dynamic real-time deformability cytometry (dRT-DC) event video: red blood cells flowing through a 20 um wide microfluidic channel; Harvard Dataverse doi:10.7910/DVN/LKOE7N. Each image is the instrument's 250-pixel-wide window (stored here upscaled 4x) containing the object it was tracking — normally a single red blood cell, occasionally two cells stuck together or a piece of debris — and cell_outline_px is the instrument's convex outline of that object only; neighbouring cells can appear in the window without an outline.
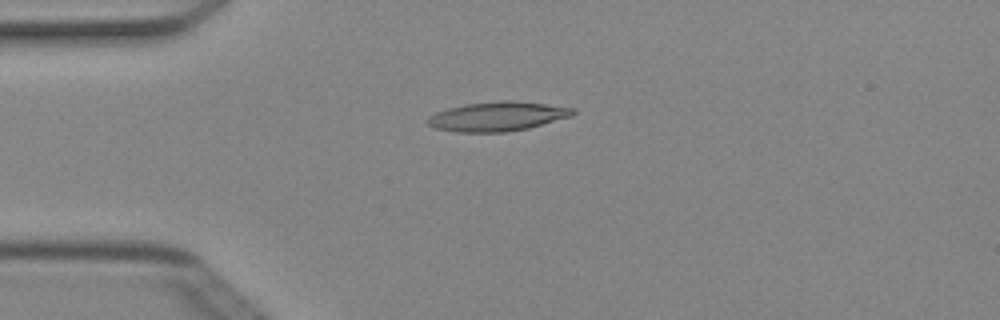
{"species": "Egyptian fruit bat (a non-hibernating species)", "species_latin": "Rousettus aegyptiacus", "temperature_condition": "cold", "stored_images_in_passage": 7, "camera_frame_rate_fps": 3000, "um_per_image_px": 0.085, "animal": {"sex": "female"}, "frame": {"image": 1, "passage_image": 4, "time_ms": 1.0, "image_size_px": [1000, 320], "cell_outline_px": [[576, 112], [572, 116], [528, 128], [504, 132], [456, 132], [436, 128], [428, 124], [428, 116], [436, 112], [448, 108], [464, 104], [500, 100], [516, 100], [576, 108]], "centroid_in_image_um": [42.3, 9.88], "position_along_channel_um": 42.7, "area_um2": 24.91}}
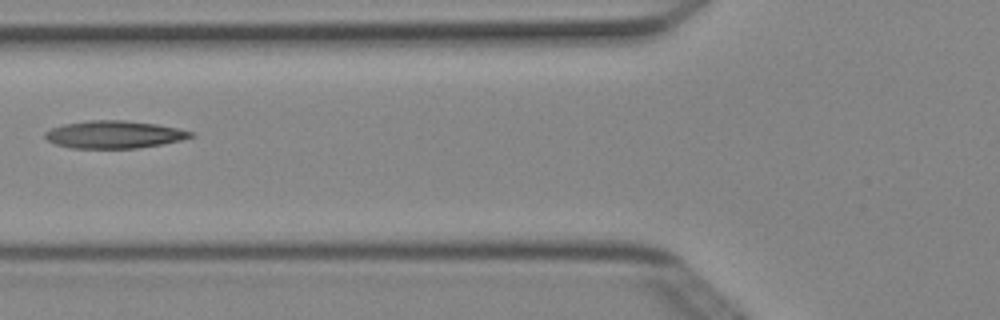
{"frame": {"image": 2, "passage_image": 6, "time_ms": 1.667, "image_size_px": [1000, 320], "cell_outline_px": [[196, 136], [180, 140], [160, 144], [136, 148], [72, 148], [56, 144], [48, 140], [44, 136], [44, 132], [52, 128], [64, 124], [88, 120], [124, 120], [156, 124], [196, 132]], "centroid_in_image_um": [9.71, 11.43], "position_along_channel_um": 116.1, "area_um2": 23.29}}
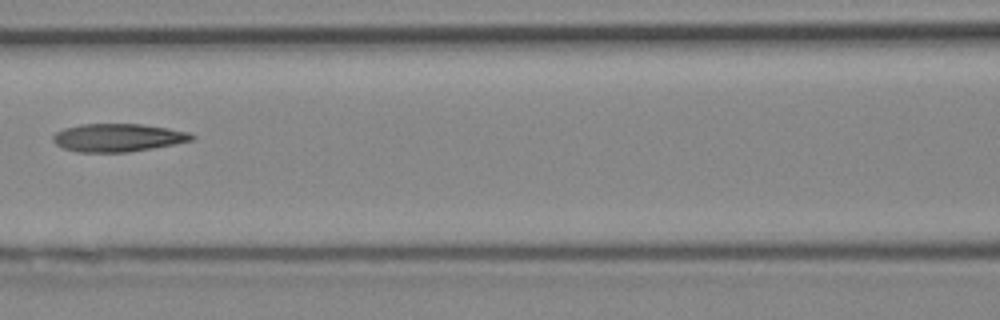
{"frame": {"image": 3, "passage_image": 7, "time_ms": 2.0, "image_size_px": [1000, 320], "cell_outline_px": [[196, 136], [192, 140], [152, 148], [128, 152], [76, 152], [64, 148], [56, 144], [52, 140], [52, 136], [56, 132], [64, 128], [80, 124], [140, 124], [168, 128], [188, 132]], "centroid_in_image_um": [9.98, 11.7], "position_along_channel_um": 156.6, "area_um2": 22.54}}